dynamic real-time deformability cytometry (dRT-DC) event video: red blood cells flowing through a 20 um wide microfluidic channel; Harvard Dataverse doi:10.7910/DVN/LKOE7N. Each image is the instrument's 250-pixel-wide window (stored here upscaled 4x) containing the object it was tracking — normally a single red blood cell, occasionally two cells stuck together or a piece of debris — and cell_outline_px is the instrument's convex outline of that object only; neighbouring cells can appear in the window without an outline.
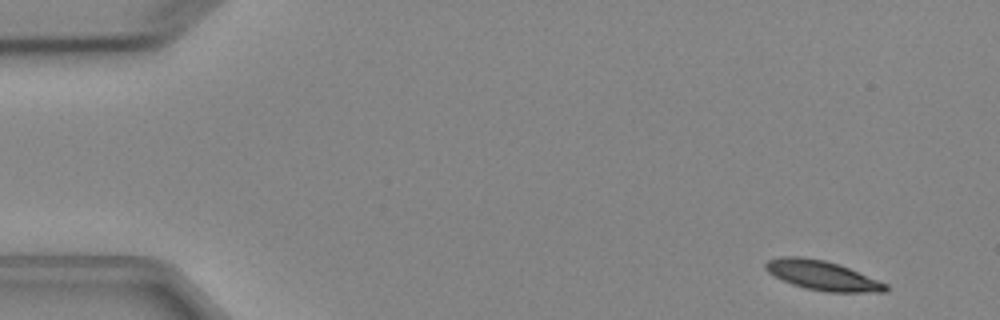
{"species": "Egyptian fruit bat (a non-hibernating species)", "species_latin": "Rousettus aegyptiacus", "temperature_condition": "cold", "stored_images_in_passage": 4, "camera_frame_rate_fps": 3000, "um_per_image_px": 0.085, "animal": {"sex": "female"}, "frame": {"image": 1, "passage_image": 1, "time_ms": 0.0, "image_size_px": [1000, 320], "cell_outline_px": [[888, 288], [884, 292], [828, 292], [804, 288], [792, 284], [768, 272], [764, 268], [764, 264], [768, 260], [780, 256], [800, 256], [824, 260], [840, 264], [888, 284]], "centroid_in_image_um": [69.9, 23.4], "position_along_channel_um": 15.1, "area_um2": 20.63}}
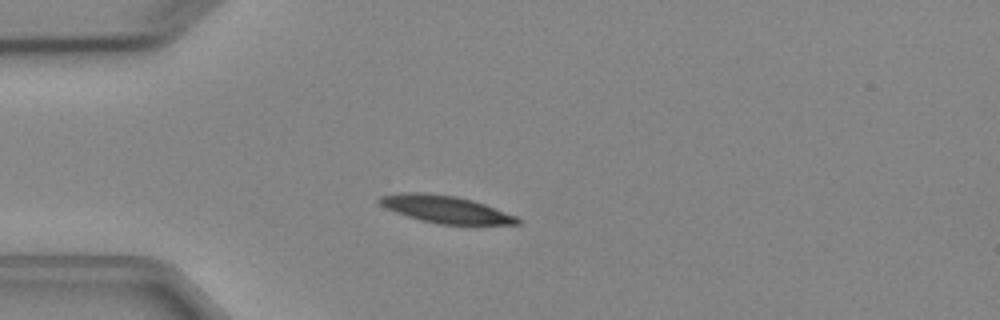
{"frame": {"image": 2, "passage_image": 3, "time_ms": 3.333, "image_size_px": [1000, 320], "cell_outline_px": [[520, 224], [440, 224], [420, 220], [396, 212], [380, 204], [376, 200], [380, 196], [400, 192], [424, 192], [456, 196], [472, 200], [484, 204], [516, 216], [520, 220]], "centroid_in_image_um": [37.84, 17.77], "position_along_channel_um": 47.2, "area_um2": 21.73}}